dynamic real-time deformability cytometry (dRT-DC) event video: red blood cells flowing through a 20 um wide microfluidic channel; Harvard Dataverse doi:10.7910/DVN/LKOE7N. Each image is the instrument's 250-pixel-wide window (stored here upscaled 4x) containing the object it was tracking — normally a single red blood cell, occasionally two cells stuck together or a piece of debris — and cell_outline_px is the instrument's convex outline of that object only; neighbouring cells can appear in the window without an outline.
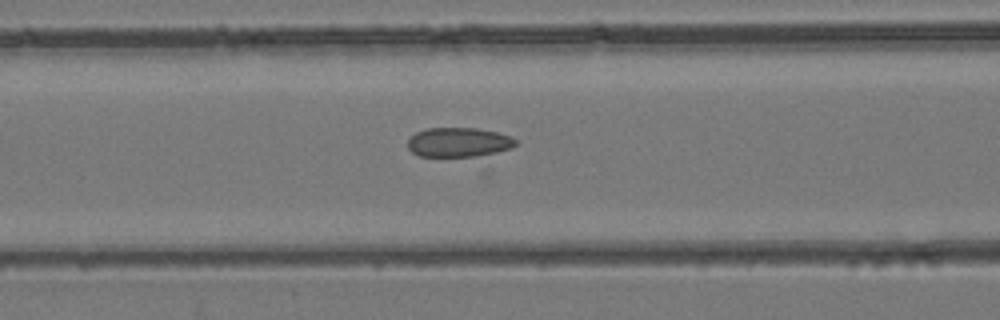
{"species": "common noctule bat (a hibernating species)", "species_latin": "Nyctalus noctula", "temperature_condition": "room temperature", "stored_images_in_passage": 25, "camera_frame_rate_fps": 3000, "um_per_image_px": 0.085, "animal": {"sex": "female", "body_mass_g": 24.6, "forearm_length_mm": 56.2}, "frame": {"image": 1, "passage_image": 18, "time_ms": 5.667, "image_size_px": [1000, 320], "cell_outline_px": [[516, 144], [508, 148], [488, 156], [420, 156], [412, 152], [408, 148], [408, 140], [416, 132], [428, 128], [476, 128], [496, 132], [512, 136], [516, 140]], "centroid_in_image_um": [39.0, 12.09], "position_along_channel_um": 127.6, "area_um2": 18.5}}
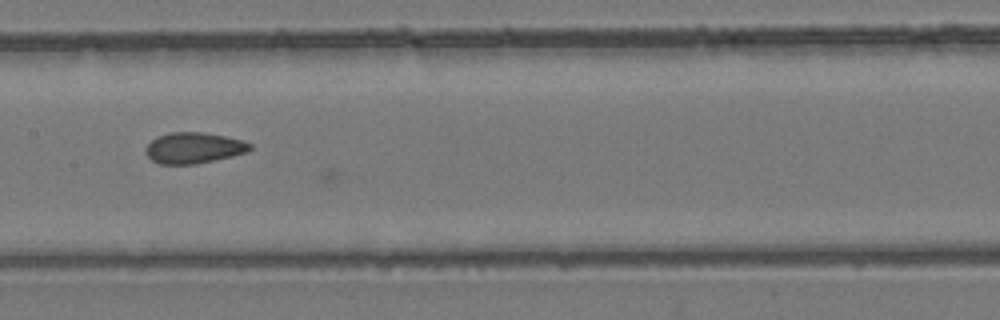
{"frame": {"image": 2, "passage_image": 22, "time_ms": 7.0, "image_size_px": [1000, 320], "cell_outline_px": [[252, 148], [248, 152], [232, 156], [196, 164], [160, 164], [152, 160], [144, 152], [144, 148], [156, 136], [172, 132], [200, 132], [224, 136], [240, 140], [252, 144]], "centroid_in_image_um": [16.44, 12.57], "position_along_channel_um": 191.0, "area_um2": 18.79}}